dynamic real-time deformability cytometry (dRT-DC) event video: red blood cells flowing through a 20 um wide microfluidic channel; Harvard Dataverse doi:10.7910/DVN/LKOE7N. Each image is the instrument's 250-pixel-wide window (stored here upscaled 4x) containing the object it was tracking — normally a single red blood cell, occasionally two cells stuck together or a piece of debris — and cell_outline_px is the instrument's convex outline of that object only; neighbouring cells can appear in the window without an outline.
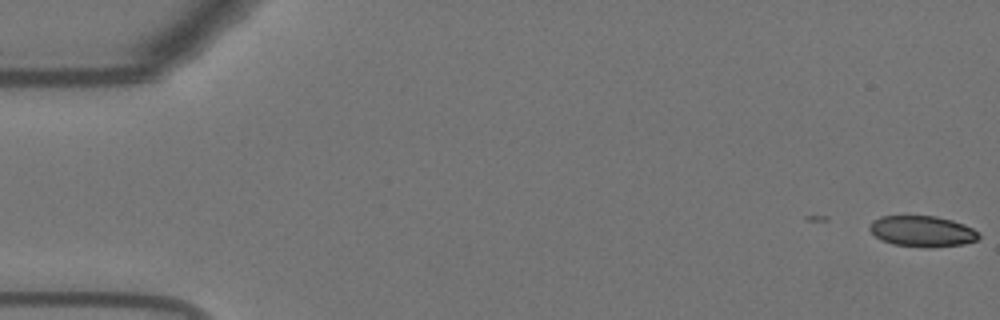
{"species": "Egyptian fruit bat (a non-hibernating species)", "species_latin": "Rousettus aegyptiacus", "temperature_condition": "warm", "stored_images_in_passage": 23, "camera_frame_rate_fps": 3000, "um_per_image_px": 0.085, "animal": {"sex": "female"}, "frame": {"image": 1, "passage_image": 1, "time_ms": 0.0, "image_size_px": [1000, 320], "cell_outline_px": [[980, 236], [976, 240], [964, 244], [928, 248], [892, 244], [880, 240], [868, 228], [868, 224], [872, 220], [880, 216], [936, 216], [952, 220], [964, 224], [980, 232]], "centroid_in_image_um": [78.38, 19.66], "position_along_channel_um": 6.6, "area_um2": 19.88}}
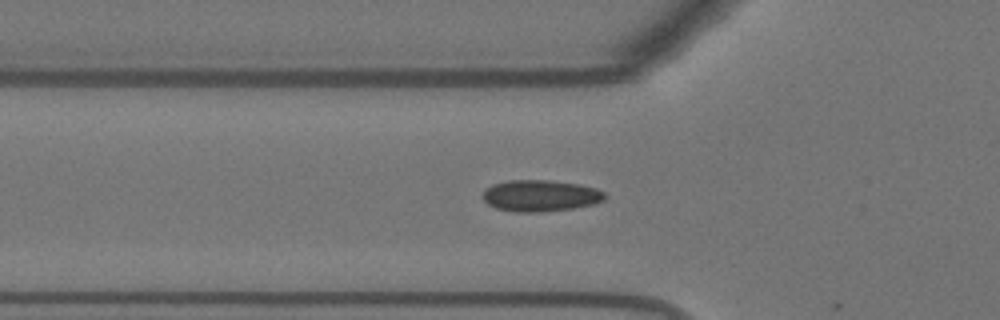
{"frame": {"image": 2, "passage_image": 19, "time_ms": 6.0, "image_size_px": [1000, 320], "cell_outline_px": [[604, 200], [596, 204], [572, 208], [536, 212], [516, 212], [496, 208], [488, 204], [480, 196], [484, 188], [492, 184], [508, 180], [544, 180], [580, 184], [596, 188], [604, 192]], "centroid_in_image_um": [45.89, 16.63], "position_along_channel_um": 79.9, "area_um2": 22.48}}
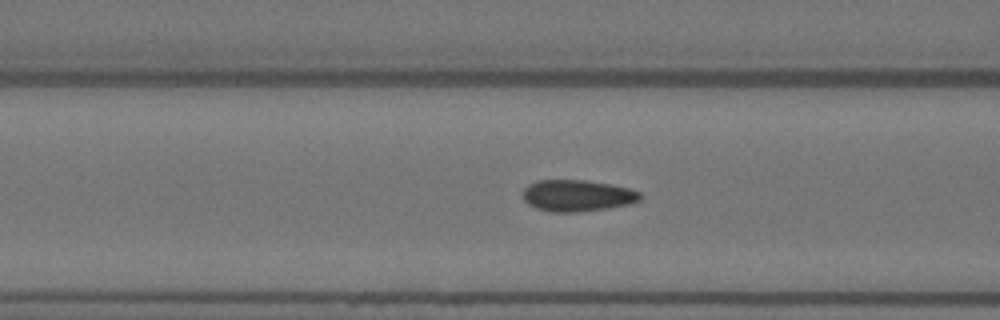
{"frame": {"image": 3, "passage_image": 22, "time_ms": 7.0, "image_size_px": [1000, 320], "cell_outline_px": [[640, 200], [628, 204], [608, 208], [576, 212], [548, 212], [536, 208], [528, 204], [524, 200], [524, 188], [528, 184], [536, 180], [584, 180], [612, 184], [628, 188], [640, 192]], "centroid_in_image_um": [49.04, 16.62], "position_along_channel_um": 117.6, "area_um2": 21.56}}